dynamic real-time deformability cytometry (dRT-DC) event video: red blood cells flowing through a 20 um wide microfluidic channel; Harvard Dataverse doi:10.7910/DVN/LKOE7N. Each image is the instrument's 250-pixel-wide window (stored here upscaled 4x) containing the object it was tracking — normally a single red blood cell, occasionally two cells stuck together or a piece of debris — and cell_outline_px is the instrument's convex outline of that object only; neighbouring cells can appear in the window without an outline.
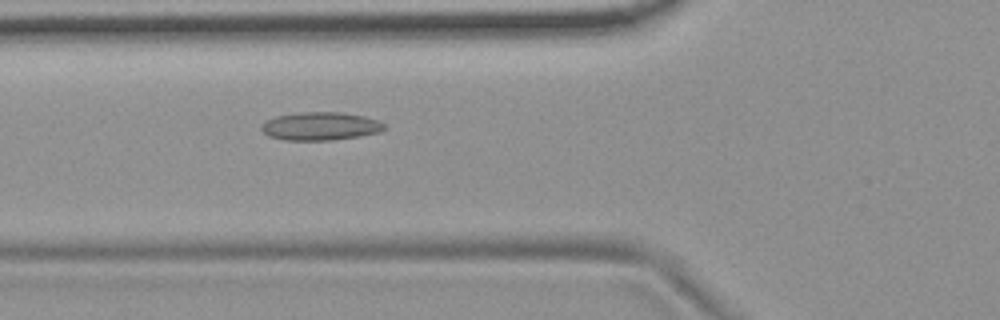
{"species": "common noctule bat (a hibernating species)", "species_latin": "Nyctalus noctula", "temperature_condition": "room temperature", "stored_images_in_passage": 43, "camera_frame_rate_fps": 3000, "um_per_image_px": 0.085, "animal": {"sex": "female", "body_mass_g": 19.9}, "frame": {"image": 1, "passage_image": 9, "time_ms": 2.667, "image_size_px": [1000, 320], "cell_outline_px": [[384, 128], [380, 132], [360, 136], [332, 140], [284, 140], [268, 136], [260, 128], [260, 124], [276, 116], [304, 112], [340, 112], [364, 116], [376, 120], [384, 124]], "centroid_in_image_um": [27.21, 10.73], "position_along_channel_um": 98.6, "area_um2": 20.06}}
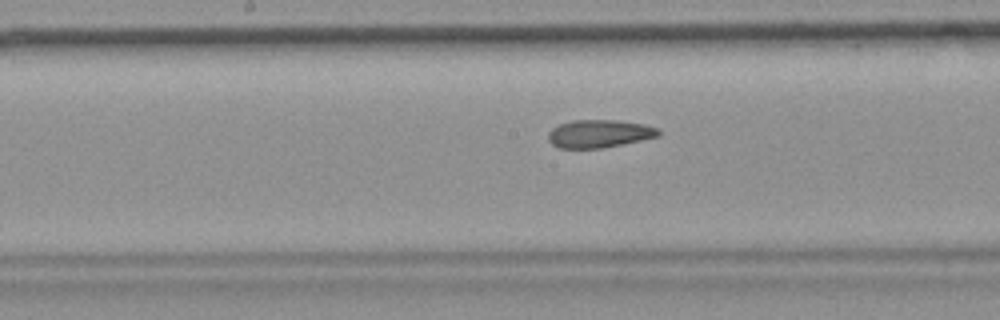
{"frame": {"image": 2, "passage_image": 17, "time_ms": 5.333, "image_size_px": [1000, 320], "cell_outline_px": [[660, 136], [600, 148], [556, 148], [548, 140], [548, 132], [552, 128], [560, 124], [572, 120], [616, 120], [644, 124], [656, 128], [660, 132]], "centroid_in_image_um": [50.89, 11.36], "position_along_channel_um": 197.3, "area_um2": 17.8}}
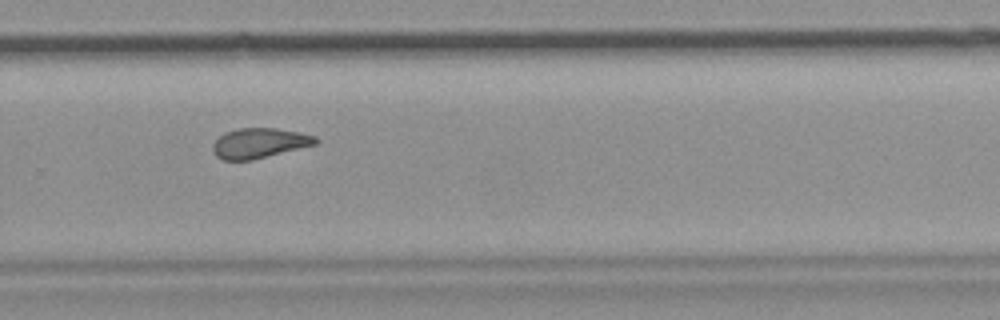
{"frame": {"image": 3, "passage_image": 26, "time_ms": 8.333, "image_size_px": [1000, 320], "cell_outline_px": [[320, 140], [316, 144], [252, 160], [224, 160], [216, 156], [212, 152], [212, 144], [224, 132], [236, 128], [276, 128], [300, 132], [316, 136]], "centroid_in_image_um": [22.03, 12.15], "position_along_channel_um": 307.8, "area_um2": 18.09}, "authors_computed_cell_mechanics": {"area_um2": 18.6116, "velocity_mm_per_s": 3.699, "shape_relaxation_time_tau1_ms": null, "shape_relaxation_time_tau2_ms": 2.8639, "deformation_change_tau1": null, "deformation_change_tau2": 0.1039}}